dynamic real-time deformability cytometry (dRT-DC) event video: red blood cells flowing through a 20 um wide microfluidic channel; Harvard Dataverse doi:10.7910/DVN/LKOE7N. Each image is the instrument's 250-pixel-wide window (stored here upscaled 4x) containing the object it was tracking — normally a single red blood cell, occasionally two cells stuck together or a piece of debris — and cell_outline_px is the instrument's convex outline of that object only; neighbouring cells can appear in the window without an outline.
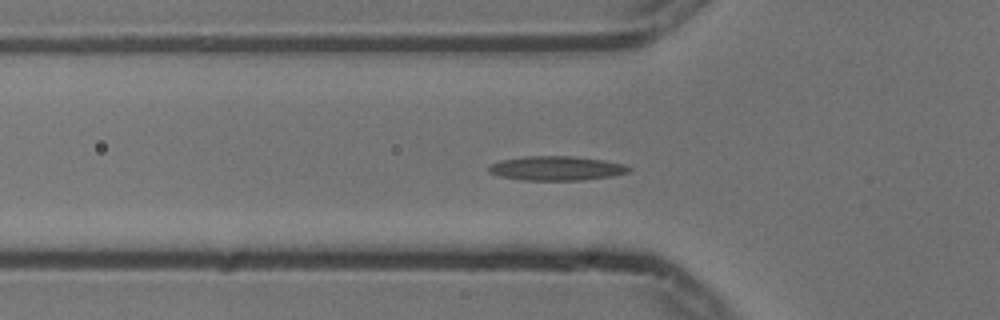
{"species": "common noctule bat (a hibernating species)", "species_latin": "Nyctalus noctula", "temperature_condition": "cold", "stored_images_in_passage": 42, "camera_frame_rate_fps": 3000, "um_per_image_px": 0.085, "animal": {"sex": "male", "body_mass_g": 13.3}, "frame": {"image": 1, "passage_image": 4, "time_ms": 1.0, "image_size_px": [1000, 320], "cell_outline_px": [[632, 168], [628, 172], [612, 176], [580, 180], [524, 180], [500, 176], [488, 172], [488, 168], [492, 164], [500, 160], [524, 156], [576, 156], [604, 160], [624, 164]], "centroid_in_image_um": [47.3, 14.29], "position_along_channel_um": 78.5, "area_um2": 19.83}}
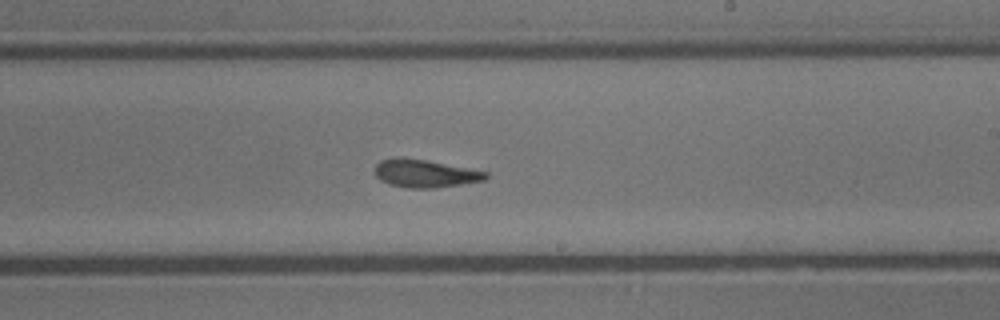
{"frame": {"image": 2, "passage_image": 18, "time_ms": 5.667, "image_size_px": [1000, 320], "cell_outline_px": [[488, 176], [484, 180], [460, 184], [432, 188], [404, 188], [388, 184], [380, 180], [376, 176], [376, 164], [380, 160], [424, 160], [488, 172]], "centroid_in_image_um": [36.14, 14.79], "position_along_channel_um": 252.9, "area_um2": 17.22}}
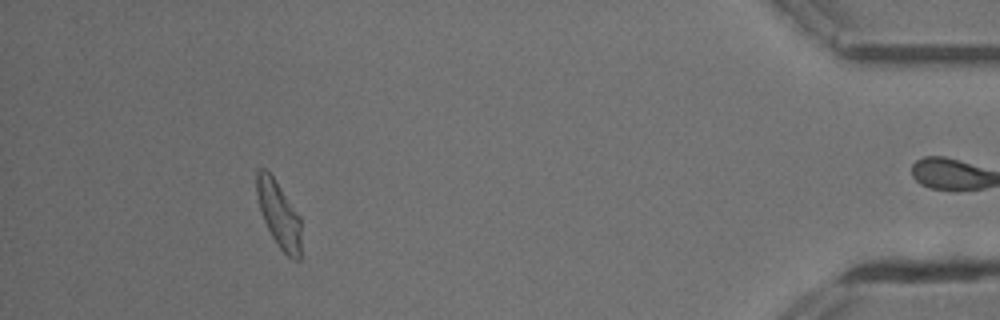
{"frame": {"image": 3, "passage_image": 36, "time_ms": 11.667, "image_size_px": [1000, 320], "cell_outline_px": [[300, 260], [292, 260], [280, 248], [272, 236], [264, 220], [256, 196], [256, 172], [260, 168], [264, 168], [272, 176], [300, 216]], "centroid_in_image_um": [23.69, 18.22], "position_along_channel_um": 411.5, "area_um2": 16.88}, "authors_computed_cell_mechanics": {"area_um2": 17.9758, "velocity_mm_per_s": 3.7155, "shape_relaxation_time_tau1_ms": 8.1822, "shape_relaxation_time_tau2_ms": 1.8014, "deformation_change_tau1": 0.1989, "deformation_change_tau2": 0.0968}}